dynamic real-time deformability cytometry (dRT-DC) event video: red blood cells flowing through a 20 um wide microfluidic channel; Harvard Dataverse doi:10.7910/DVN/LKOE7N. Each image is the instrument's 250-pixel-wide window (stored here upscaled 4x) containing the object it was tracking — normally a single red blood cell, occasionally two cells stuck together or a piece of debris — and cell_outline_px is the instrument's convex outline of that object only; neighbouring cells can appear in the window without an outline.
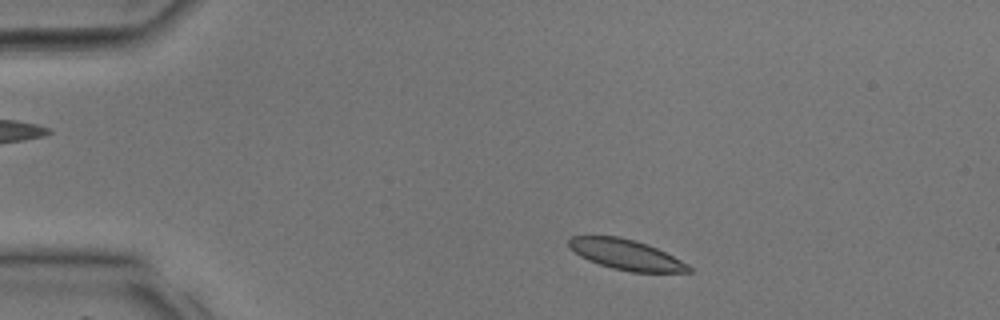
{"species": "common noctule bat (a hibernating species)", "species_latin": "Nyctalus noctula", "temperature_condition": "room temperature", "stored_images_in_passage": 31, "camera_frame_rate_fps": 3000, "um_per_image_px": 0.085, "animal": {"sex": "male", "body_mass_g": 17.9, "forearm_length_mm": 54.2}, "frame": {"image": 1, "passage_image": 3, "time_ms": 0.667, "image_size_px": [1000, 320], "cell_outline_px": [[696, 272], [632, 272], [612, 268], [588, 260], [580, 256], [568, 248], [568, 240], [572, 236], [620, 236], [636, 240], [648, 244], [688, 264]], "centroid_in_image_um": [53.21, 21.64], "position_along_channel_um": 31.8, "area_um2": 21.21}}
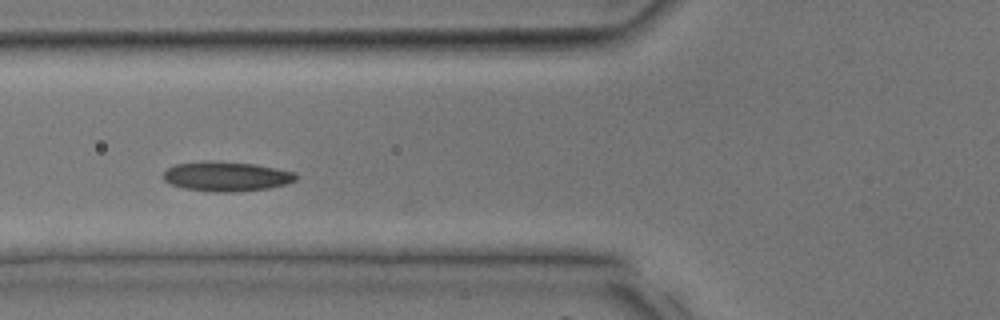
{"frame": {"image": 2, "passage_image": 10, "time_ms": 3.0, "image_size_px": [1000, 320], "cell_outline_px": [[296, 180], [284, 184], [268, 188], [232, 192], [212, 192], [184, 188], [172, 184], [164, 180], [164, 172], [168, 168], [176, 164], [204, 160], [212, 160], [256, 164], [296, 172]], "centroid_in_image_um": [19.24, 14.98], "position_along_channel_um": 106.6, "area_um2": 22.95}}
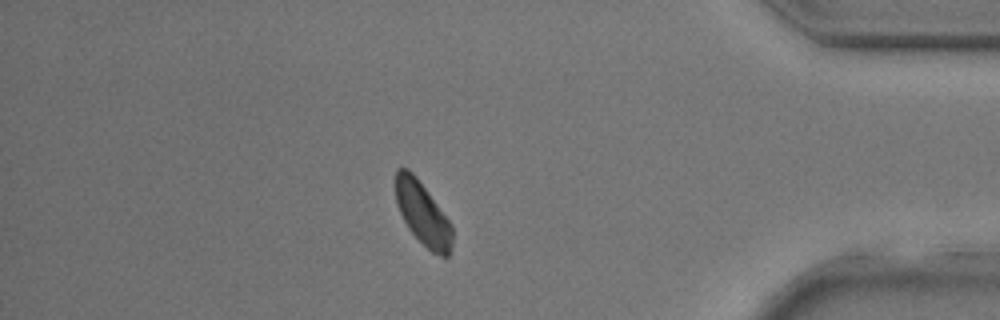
{"frame": {"image": 3, "passage_image": 27, "time_ms": 8.667, "image_size_px": [1000, 320], "cell_outline_px": [[452, 244], [448, 256], [440, 256], [432, 252], [408, 228], [396, 204], [396, 168], [408, 168], [416, 176], [452, 224]], "centroid_in_image_um": [35.93, 18.14], "position_along_channel_um": 399.3, "area_um2": 20.52}}